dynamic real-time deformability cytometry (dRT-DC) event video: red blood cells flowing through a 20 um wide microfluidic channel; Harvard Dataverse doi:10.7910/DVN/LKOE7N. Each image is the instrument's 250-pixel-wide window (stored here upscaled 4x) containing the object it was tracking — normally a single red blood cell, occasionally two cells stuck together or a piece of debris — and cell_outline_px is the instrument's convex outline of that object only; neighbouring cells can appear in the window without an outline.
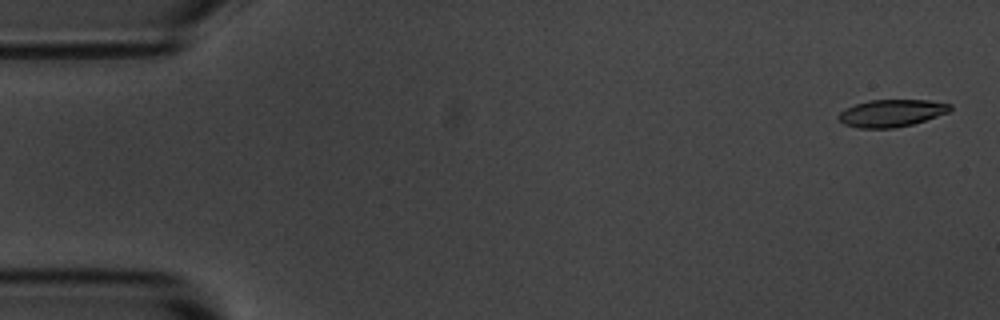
{"species": "common noctule bat (a hibernating species)", "species_latin": "Nyctalus noctula", "temperature_condition": "room temperature", "stored_images_in_passage": 4, "camera_frame_rate_fps": 3000, "um_per_image_px": 0.085, "animal": {"sex": "male", "body_mass_g": 20.1, "forearm_length_mm": 53.5}, "frame": {"image": 1, "passage_image": 1, "time_ms": 0.0, "image_size_px": [1000, 320], "cell_outline_px": [[952, 108], [948, 112], [912, 124], [892, 128], [860, 128], [844, 124], [836, 116], [844, 108], [868, 100], [928, 100], [952, 104]], "centroid_in_image_um": [75.75, 9.6], "position_along_channel_um": 9.3, "area_um2": 17.63}}